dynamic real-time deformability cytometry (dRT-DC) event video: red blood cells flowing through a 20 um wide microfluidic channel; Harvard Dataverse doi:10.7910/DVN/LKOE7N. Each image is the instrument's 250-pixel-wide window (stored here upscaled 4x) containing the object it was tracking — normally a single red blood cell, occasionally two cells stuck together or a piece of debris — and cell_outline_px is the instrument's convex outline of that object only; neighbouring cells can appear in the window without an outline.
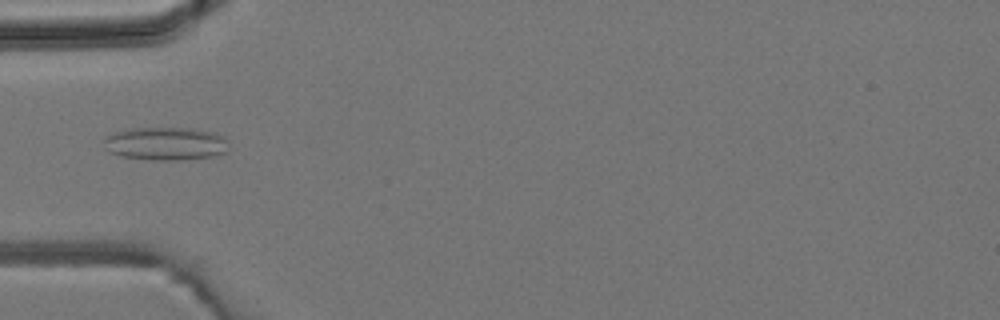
{"species": "common noctule bat (a hibernating species)", "species_latin": "Nyctalus noctula", "temperature_condition": "room temperature", "stored_images_in_passage": 4, "camera_frame_rate_fps": 3000, "um_per_image_px": 0.085, "animal": {"sex": "male", "body_mass_g": 19.2, "forearm_length_mm": 51.8}, "frame": {"image": 1, "passage_image": 4, "time_ms": 4.333, "image_size_px": [1000, 320], "cell_outline_px": [[228, 140], [224, 152], [216, 156], [180, 160], [152, 160], [120, 156], [108, 152], [104, 148], [104, 136], [112, 132], [128, 128], [192, 128], [212, 132], [224, 136]], "centroid_in_image_um": [14.02, 12.2], "position_along_channel_um": 71.0, "area_um2": 24.45}}